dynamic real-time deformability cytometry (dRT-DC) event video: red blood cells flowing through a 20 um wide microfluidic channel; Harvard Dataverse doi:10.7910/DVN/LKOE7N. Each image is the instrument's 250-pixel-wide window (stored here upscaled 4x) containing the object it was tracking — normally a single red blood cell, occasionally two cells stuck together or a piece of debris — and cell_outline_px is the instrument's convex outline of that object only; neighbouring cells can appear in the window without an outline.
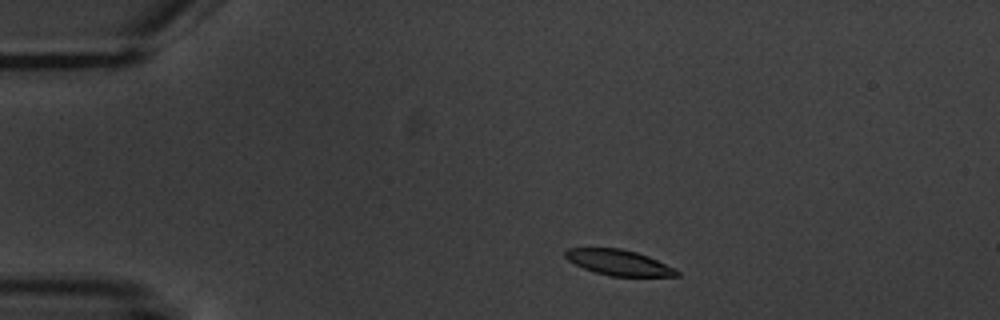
{"species": "common noctule bat (a hibernating species)", "species_latin": "Nyctalus noctula", "temperature_condition": "warm", "stored_images_in_passage": 12, "camera_frame_rate_fps": 3000, "um_per_image_px": 0.085, "animal": {"sex": "male", "body_mass_g": 20.1, "forearm_length_mm": 53.5}, "frame": {"image": 1, "passage_image": 1, "time_ms": 0.0, "image_size_px": [1000, 320], "cell_outline_px": [[680, 276], [612, 276], [596, 272], [584, 268], [568, 260], [564, 256], [564, 252], [568, 248], [620, 248], [636, 252], [648, 256], [676, 268], [680, 272]], "centroid_in_image_um": [52.62, 22.31], "position_along_channel_um": 32.4, "area_um2": 16.53}}
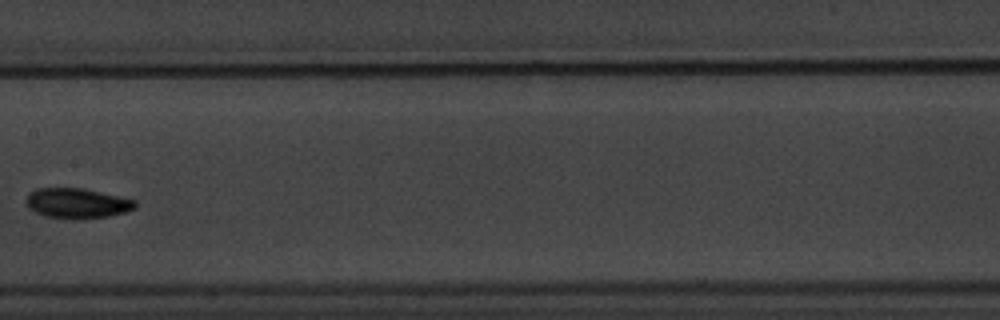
{"frame": {"image": 2, "passage_image": 6, "time_ms": 6.333, "image_size_px": [1000, 320], "cell_outline_px": [[136, 208], [128, 212], [108, 216], [80, 220], [72, 220], [44, 216], [28, 208], [28, 196], [36, 188], [84, 188], [136, 200]], "centroid_in_image_um": [6.6, 17.3], "position_along_channel_um": 200.8, "area_um2": 19.31}}
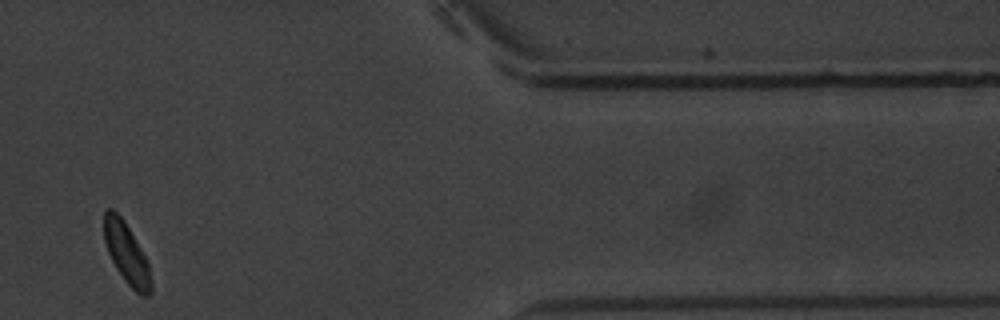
{"frame": {"image": 3, "passage_image": 11, "time_ms": 13.0, "image_size_px": [1000, 320], "cell_outline_px": [[152, 292], [148, 296], [140, 296], [124, 280], [116, 268], [108, 252], [104, 240], [104, 212], [108, 208], [112, 208], [124, 220], [144, 256], [148, 264], [152, 280]], "centroid_in_image_um": [10.76, 21.57], "position_along_channel_um": 400.6, "area_um2": 16.47}, "authors_computed_cell_mechanics": {"area_um2": 17.9758, "velocity_mm_per_s": 3.5168, "shape_relaxation_time_tau1_ms": 1.3834, "shape_relaxation_time_tau2_ms": 5.6864, "deformation_change_tau1": 0.0623, "deformation_change_tau2": 0.0972}}